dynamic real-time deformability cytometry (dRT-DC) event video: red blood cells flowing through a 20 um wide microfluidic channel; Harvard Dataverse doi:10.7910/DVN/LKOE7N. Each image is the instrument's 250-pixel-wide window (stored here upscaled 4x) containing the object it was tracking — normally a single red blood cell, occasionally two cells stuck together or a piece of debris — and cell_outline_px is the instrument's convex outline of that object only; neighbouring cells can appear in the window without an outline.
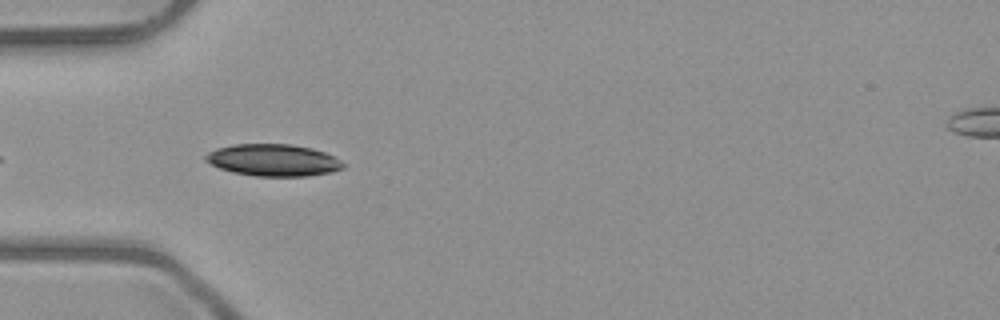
{"species": "common noctule bat (a hibernating species)", "species_latin": "Nyctalus noctula", "temperature_condition": "room temperature", "stored_images_in_passage": 3, "camera_frame_rate_fps": 3000, "um_per_image_px": 0.085, "animal": {"sex": "male", "body_mass_g": 23.1, "forearm_length_mm": 52.7}, "frame": {"image": 1, "passage_image": 2, "time_ms": 1.0, "image_size_px": [1000, 320], "cell_outline_px": [[344, 168], [332, 172], [308, 176], [256, 176], [232, 172], [220, 168], [204, 160], [204, 156], [208, 152], [216, 148], [232, 144], [292, 144], [312, 148], [324, 152], [340, 160], [344, 164]], "centroid_in_image_um": [23.22, 13.61], "position_along_channel_um": 61.8, "area_um2": 25.66}}
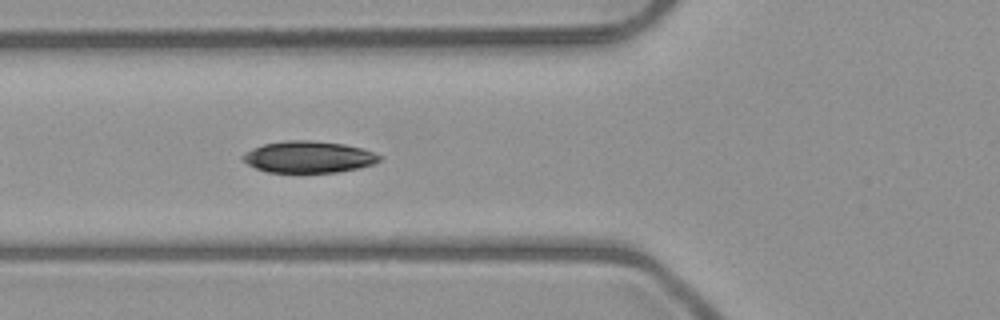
{"frame": {"image": 2, "passage_image": 3, "time_ms": 2.0, "image_size_px": [1000, 320], "cell_outline_px": [[384, 156], [380, 160], [372, 164], [360, 168], [336, 172], [268, 172], [256, 168], [248, 164], [240, 156], [244, 152], [252, 148], [264, 144], [288, 140], [308, 140], [344, 144], [360, 148]], "centroid_in_image_um": [26.22, 13.34], "position_along_channel_um": 99.6, "area_um2": 25.09}}